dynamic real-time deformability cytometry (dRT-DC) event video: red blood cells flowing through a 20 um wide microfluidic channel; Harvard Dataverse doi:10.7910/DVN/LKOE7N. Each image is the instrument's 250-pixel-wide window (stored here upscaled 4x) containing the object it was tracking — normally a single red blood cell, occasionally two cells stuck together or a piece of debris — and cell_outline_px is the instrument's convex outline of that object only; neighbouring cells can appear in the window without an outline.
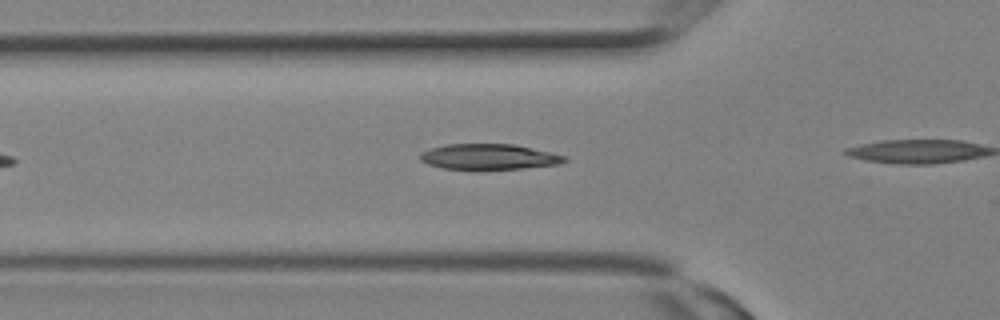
{"species": "Egyptian fruit bat (a non-hibernating species)", "species_latin": "Rousettus aegyptiacus", "temperature_condition": "room temperature", "stored_images_in_passage": 7, "segment_of_instrument_passage": [1, 2], "camera_frame_rate_fps": 3000, "um_per_image_px": 0.085, "animal": {"sex": "female"}, "frame": {"image": 1, "passage_image": 4, "time_ms": 1.0, "image_size_px": [1000, 320], "cell_outline_px": [[568, 160], [560, 164], [524, 168], [444, 168], [428, 164], [420, 160], [420, 152], [428, 148], [448, 144], [516, 144], [552, 152], [564, 156]], "centroid_in_image_um": [41.57, 13.3], "position_along_channel_um": 84.2, "area_um2": 21.27}}
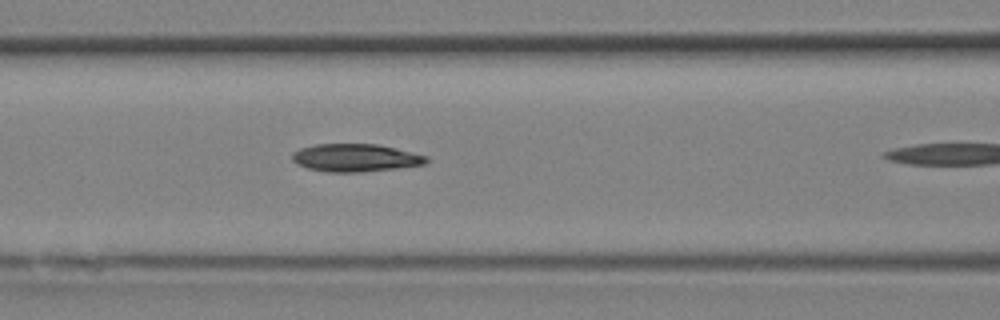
{"frame": {"image": 2, "passage_image": 6, "time_ms": 1.667, "image_size_px": [1000, 320], "cell_outline_px": [[428, 164], [396, 168], [360, 172], [328, 172], [308, 168], [296, 164], [292, 160], [292, 152], [300, 148], [316, 144], [376, 144], [396, 148], [428, 156]], "centroid_in_image_um": [30.21, 13.41], "position_along_channel_um": 136.4, "area_um2": 21.79}}